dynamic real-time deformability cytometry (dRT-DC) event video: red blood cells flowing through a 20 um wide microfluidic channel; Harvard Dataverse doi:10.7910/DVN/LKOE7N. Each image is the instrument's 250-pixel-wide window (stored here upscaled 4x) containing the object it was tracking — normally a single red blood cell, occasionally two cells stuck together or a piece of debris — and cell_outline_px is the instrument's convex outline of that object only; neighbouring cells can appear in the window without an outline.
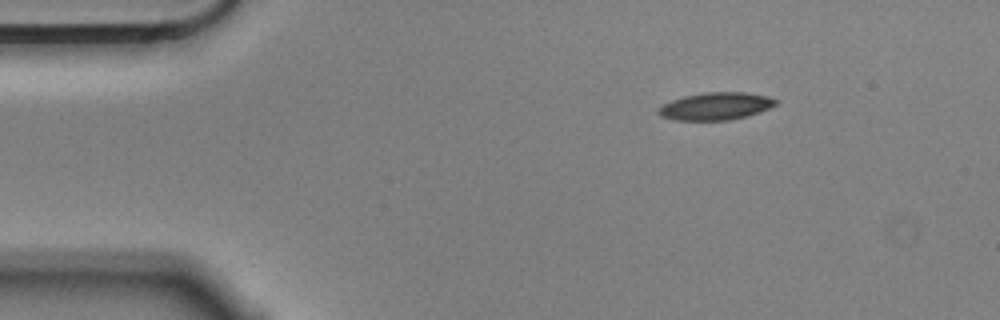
{"species": "Egyptian fruit bat (a non-hibernating species)", "species_latin": "Rousettus aegyptiacus", "temperature_condition": "cold", "stored_images_in_passage": 6, "segment_of_instrument_passage": [2, 2], "camera_frame_rate_fps": 3000, "um_per_image_px": 0.085, "animal": {"sex": "male"}, "frame": {"image": 1, "passage_image": 6, "time_ms": 1.667, "image_size_px": [1000, 320], "cell_outline_px": [[780, 100], [776, 104], [760, 112], [748, 116], [728, 120], [672, 120], [660, 116], [656, 112], [664, 104], [672, 100], [684, 96], [704, 92], [744, 92], [768, 96]], "centroid_in_image_um": [60.85, 9.02], "position_along_channel_um": 24.1, "area_um2": 18.84}}